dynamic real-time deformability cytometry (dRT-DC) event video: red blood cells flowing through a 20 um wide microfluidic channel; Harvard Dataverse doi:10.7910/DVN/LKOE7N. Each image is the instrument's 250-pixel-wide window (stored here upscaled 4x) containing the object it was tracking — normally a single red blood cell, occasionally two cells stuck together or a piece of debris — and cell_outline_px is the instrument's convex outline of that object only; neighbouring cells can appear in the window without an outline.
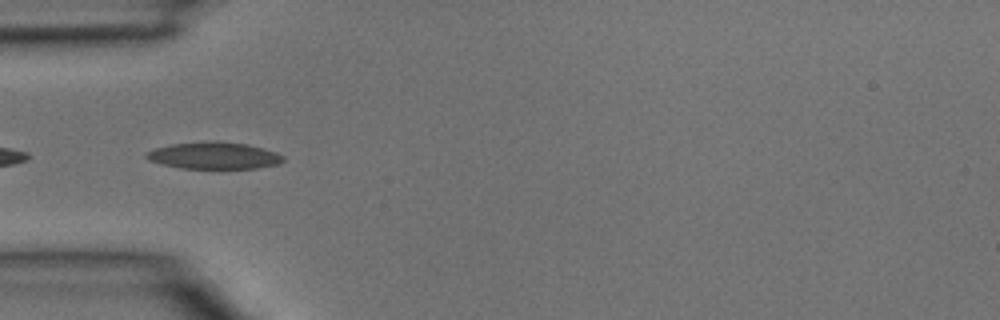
{"species": "common noctule bat (a hibernating species)", "species_latin": "Nyctalus noctula", "temperature_condition": "room temperature", "stored_images_in_passage": 3, "camera_frame_rate_fps": 3000, "um_per_image_px": 0.085, "animal": {"sex": "male", "body_mass_g": 15.6}, "frame": {"image": 1, "passage_image": 3, "time_ms": 0.667, "image_size_px": [1000, 320], "cell_outline_px": [[284, 160], [280, 164], [256, 168], [180, 168], [160, 164], [148, 160], [144, 156], [148, 152], [156, 148], [172, 144], [216, 140], [248, 144], [264, 148], [276, 152], [284, 156]], "centroid_in_image_um": [18.21, 13.22], "position_along_channel_um": 66.8, "area_um2": 21.56}}